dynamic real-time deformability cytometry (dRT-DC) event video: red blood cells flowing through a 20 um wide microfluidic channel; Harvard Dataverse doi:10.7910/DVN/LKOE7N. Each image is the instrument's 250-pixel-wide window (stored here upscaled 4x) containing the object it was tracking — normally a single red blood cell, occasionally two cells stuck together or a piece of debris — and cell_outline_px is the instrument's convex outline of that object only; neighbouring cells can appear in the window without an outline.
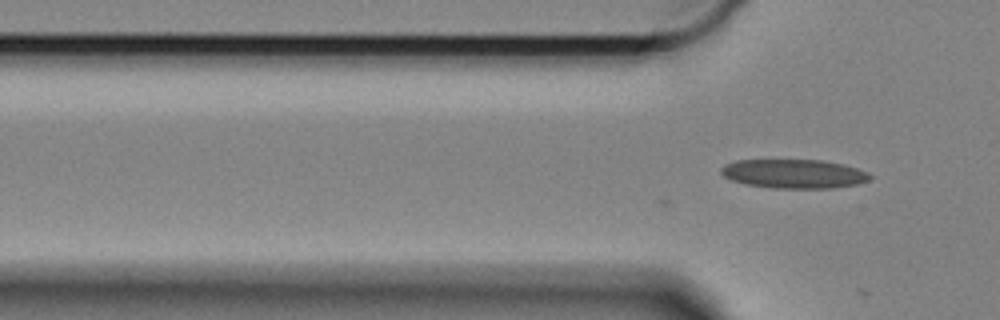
{"species": "Egyptian fruit bat (a non-hibernating species)", "species_latin": "Rousettus aegyptiacus", "temperature_condition": "cold", "stored_images_in_passage": 2, "camera_frame_rate_fps": 3000, "um_per_image_px": 0.085, "animal": {"sex": "female"}, "frame": {"image": 1, "passage_image": 2, "time_ms": 0.333, "image_size_px": [1000, 320], "cell_outline_px": [[872, 176], [868, 180], [856, 184], [832, 188], [772, 188], [744, 184], [732, 180], [724, 176], [720, 172], [720, 168], [724, 164], [736, 160], [820, 160], [844, 164], [868, 172]], "centroid_in_image_um": [67.45, 14.77], "position_along_channel_um": 58.3, "area_um2": 25.2}}